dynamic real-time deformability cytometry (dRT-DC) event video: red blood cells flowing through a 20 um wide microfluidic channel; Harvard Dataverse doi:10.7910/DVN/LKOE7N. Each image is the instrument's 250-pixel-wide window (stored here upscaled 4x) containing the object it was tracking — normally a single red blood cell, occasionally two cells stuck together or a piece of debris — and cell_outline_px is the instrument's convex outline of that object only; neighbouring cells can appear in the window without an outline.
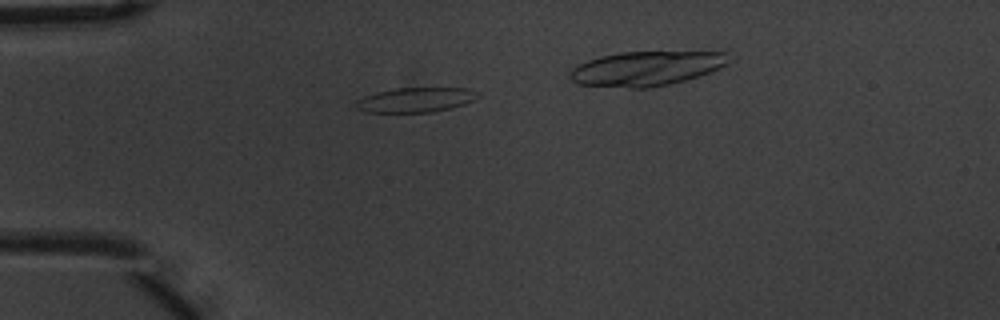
{"species": "common noctule bat (a hibernating species)", "species_latin": "Nyctalus noctula", "temperature_condition": "warm", "stored_images_in_passage": 2, "camera_frame_rate_fps": 3000, "um_per_image_px": 0.085, "animal": {"sex": "male", "body_mass_g": 20.1, "forearm_length_mm": 53.5}, "frame": {"image": 1, "passage_image": 1, "time_ms": 0.0, "image_size_px": [1000, 320], "cell_outline_px": [[480, 96], [464, 104], [452, 108], [432, 112], [364, 112], [356, 108], [356, 100], [364, 96], [376, 92], [396, 88], [468, 88]], "centroid_in_image_um": [35.29, 8.49], "position_along_channel_um": 49.7, "area_um2": 17.46}}